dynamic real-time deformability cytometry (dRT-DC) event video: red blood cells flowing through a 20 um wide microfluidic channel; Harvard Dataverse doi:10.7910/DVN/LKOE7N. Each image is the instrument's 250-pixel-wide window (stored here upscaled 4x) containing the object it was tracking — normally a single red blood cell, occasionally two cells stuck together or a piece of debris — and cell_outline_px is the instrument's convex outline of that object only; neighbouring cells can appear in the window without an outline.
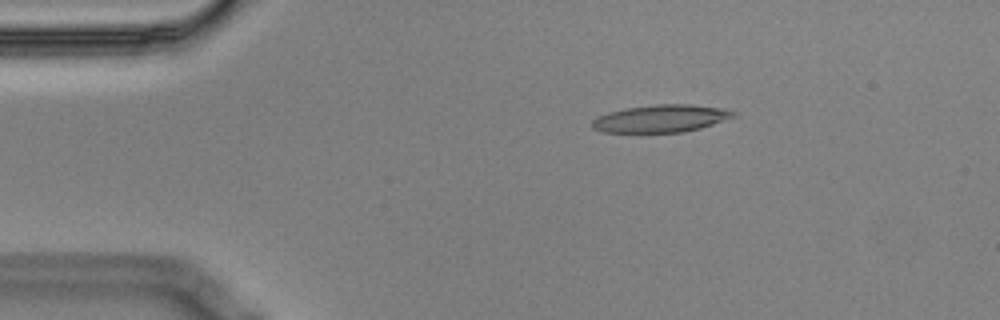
{"species": "Egyptian fruit bat (a non-hibernating species)", "species_latin": "Rousettus aegyptiacus", "temperature_condition": "cold", "stored_images_in_passage": 5, "camera_frame_rate_fps": 3000, "um_per_image_px": 0.085, "animal": {"sex": "male"}, "frame": {"image": 1, "passage_image": 2, "time_ms": 0.333, "image_size_px": [1000, 320], "cell_outline_px": [[740, 112], [736, 116], [700, 128], [684, 132], [604, 132], [592, 128], [592, 120], [608, 112], [628, 108], [656, 104], [692, 104], [724, 108]], "centroid_in_image_um": [56.24, 10.06], "position_along_channel_um": 28.8, "area_um2": 22.6}}
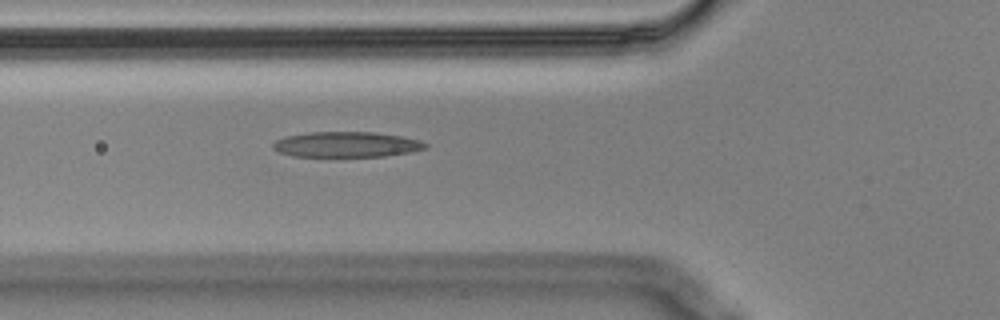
{"frame": {"image": 2, "passage_image": 5, "time_ms": 1.333, "image_size_px": [1000, 320], "cell_outline_px": [[428, 148], [412, 152], [388, 156], [292, 156], [280, 152], [272, 148], [272, 144], [276, 140], [288, 136], [308, 132], [372, 132], [404, 136], [420, 140], [428, 144]], "centroid_in_image_um": [29.51, 12.28], "position_along_channel_um": 96.3, "area_um2": 22.66}}